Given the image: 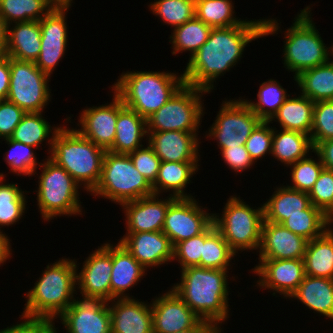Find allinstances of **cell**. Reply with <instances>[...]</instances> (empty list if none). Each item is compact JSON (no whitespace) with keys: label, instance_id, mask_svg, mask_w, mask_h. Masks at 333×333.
<instances>
[{"label":"cell","instance_id":"7bdbcfd3","mask_svg":"<svg viewBox=\"0 0 333 333\" xmlns=\"http://www.w3.org/2000/svg\"><path fill=\"white\" fill-rule=\"evenodd\" d=\"M153 15L172 28L183 25L195 17V0H154L149 5Z\"/></svg>","mask_w":333,"mask_h":333},{"label":"cell","instance_id":"91938a15","mask_svg":"<svg viewBox=\"0 0 333 333\" xmlns=\"http://www.w3.org/2000/svg\"><path fill=\"white\" fill-rule=\"evenodd\" d=\"M176 333H219L215 328H191Z\"/></svg>","mask_w":333,"mask_h":333},{"label":"cell","instance_id":"4fadbf2b","mask_svg":"<svg viewBox=\"0 0 333 333\" xmlns=\"http://www.w3.org/2000/svg\"><path fill=\"white\" fill-rule=\"evenodd\" d=\"M194 198H176L168 207L162 232L175 244L201 234L211 223L208 213Z\"/></svg>","mask_w":333,"mask_h":333},{"label":"cell","instance_id":"9a60e30c","mask_svg":"<svg viewBox=\"0 0 333 333\" xmlns=\"http://www.w3.org/2000/svg\"><path fill=\"white\" fill-rule=\"evenodd\" d=\"M152 300L153 333L214 328L209 322L199 318L172 289Z\"/></svg>","mask_w":333,"mask_h":333},{"label":"cell","instance_id":"94428289","mask_svg":"<svg viewBox=\"0 0 333 333\" xmlns=\"http://www.w3.org/2000/svg\"><path fill=\"white\" fill-rule=\"evenodd\" d=\"M54 2L56 5H66V6H71L73 0H51Z\"/></svg>","mask_w":333,"mask_h":333},{"label":"cell","instance_id":"cb8c5ba5","mask_svg":"<svg viewBox=\"0 0 333 333\" xmlns=\"http://www.w3.org/2000/svg\"><path fill=\"white\" fill-rule=\"evenodd\" d=\"M109 304L111 333H153L151 302H139L132 296L114 298Z\"/></svg>","mask_w":333,"mask_h":333},{"label":"cell","instance_id":"74e56055","mask_svg":"<svg viewBox=\"0 0 333 333\" xmlns=\"http://www.w3.org/2000/svg\"><path fill=\"white\" fill-rule=\"evenodd\" d=\"M55 6L51 0H0V15L7 25L40 21Z\"/></svg>","mask_w":333,"mask_h":333},{"label":"cell","instance_id":"db71d44e","mask_svg":"<svg viewBox=\"0 0 333 333\" xmlns=\"http://www.w3.org/2000/svg\"><path fill=\"white\" fill-rule=\"evenodd\" d=\"M222 159L229 169L234 170L236 173L250 169V166H254V161L250 157V154L245 148V145L237 146L234 148H222L220 149Z\"/></svg>","mask_w":333,"mask_h":333},{"label":"cell","instance_id":"484cf974","mask_svg":"<svg viewBox=\"0 0 333 333\" xmlns=\"http://www.w3.org/2000/svg\"><path fill=\"white\" fill-rule=\"evenodd\" d=\"M11 25L13 27H11ZM41 51L39 21H25L8 25L5 55L21 61L35 62Z\"/></svg>","mask_w":333,"mask_h":333},{"label":"cell","instance_id":"3957f363","mask_svg":"<svg viewBox=\"0 0 333 333\" xmlns=\"http://www.w3.org/2000/svg\"><path fill=\"white\" fill-rule=\"evenodd\" d=\"M42 273L34 287L25 294L26 303L22 315L54 321L75 299V260L61 258L52 265L48 264Z\"/></svg>","mask_w":333,"mask_h":333},{"label":"cell","instance_id":"ab89813d","mask_svg":"<svg viewBox=\"0 0 333 333\" xmlns=\"http://www.w3.org/2000/svg\"><path fill=\"white\" fill-rule=\"evenodd\" d=\"M233 10L232 0H195V16L211 28L242 24L245 20L236 18Z\"/></svg>","mask_w":333,"mask_h":333},{"label":"cell","instance_id":"f5cc1de1","mask_svg":"<svg viewBox=\"0 0 333 333\" xmlns=\"http://www.w3.org/2000/svg\"><path fill=\"white\" fill-rule=\"evenodd\" d=\"M22 322L0 330V333H57L51 320L21 315Z\"/></svg>","mask_w":333,"mask_h":333},{"label":"cell","instance_id":"7a4b0ae2","mask_svg":"<svg viewBox=\"0 0 333 333\" xmlns=\"http://www.w3.org/2000/svg\"><path fill=\"white\" fill-rule=\"evenodd\" d=\"M227 273V270L190 266L181 270L180 282L171 288L199 318L218 332L229 317Z\"/></svg>","mask_w":333,"mask_h":333},{"label":"cell","instance_id":"52a82bcc","mask_svg":"<svg viewBox=\"0 0 333 333\" xmlns=\"http://www.w3.org/2000/svg\"><path fill=\"white\" fill-rule=\"evenodd\" d=\"M39 168L42 170L35 192L43 220L48 222L57 216L82 215L78 192L80 185L49 157Z\"/></svg>","mask_w":333,"mask_h":333},{"label":"cell","instance_id":"bcb514c9","mask_svg":"<svg viewBox=\"0 0 333 333\" xmlns=\"http://www.w3.org/2000/svg\"><path fill=\"white\" fill-rule=\"evenodd\" d=\"M310 139L313 148L320 142L333 139V100L315 102Z\"/></svg>","mask_w":333,"mask_h":333},{"label":"cell","instance_id":"d6a6232c","mask_svg":"<svg viewBox=\"0 0 333 333\" xmlns=\"http://www.w3.org/2000/svg\"><path fill=\"white\" fill-rule=\"evenodd\" d=\"M278 131L273 128L271 150V156H274L277 161L288 167L298 160L306 158L309 151L313 152L310 135L285 129H281L279 133Z\"/></svg>","mask_w":333,"mask_h":333},{"label":"cell","instance_id":"603a6c76","mask_svg":"<svg viewBox=\"0 0 333 333\" xmlns=\"http://www.w3.org/2000/svg\"><path fill=\"white\" fill-rule=\"evenodd\" d=\"M307 243L282 224L264 221L258 259H304Z\"/></svg>","mask_w":333,"mask_h":333},{"label":"cell","instance_id":"1f68e13d","mask_svg":"<svg viewBox=\"0 0 333 333\" xmlns=\"http://www.w3.org/2000/svg\"><path fill=\"white\" fill-rule=\"evenodd\" d=\"M308 241L304 255L306 276L333 279V228Z\"/></svg>","mask_w":333,"mask_h":333},{"label":"cell","instance_id":"5bb4252c","mask_svg":"<svg viewBox=\"0 0 333 333\" xmlns=\"http://www.w3.org/2000/svg\"><path fill=\"white\" fill-rule=\"evenodd\" d=\"M75 264L76 290L81 291L83 299L111 301L112 244L103 243L98 246L83 262L80 272L76 259Z\"/></svg>","mask_w":333,"mask_h":333},{"label":"cell","instance_id":"836d02e7","mask_svg":"<svg viewBox=\"0 0 333 333\" xmlns=\"http://www.w3.org/2000/svg\"><path fill=\"white\" fill-rule=\"evenodd\" d=\"M295 82L300 94L313 102L333 100V61L301 72Z\"/></svg>","mask_w":333,"mask_h":333},{"label":"cell","instance_id":"c3c4849f","mask_svg":"<svg viewBox=\"0 0 333 333\" xmlns=\"http://www.w3.org/2000/svg\"><path fill=\"white\" fill-rule=\"evenodd\" d=\"M269 124V121H261L245 142V148L254 162L267 153L271 155L273 127Z\"/></svg>","mask_w":333,"mask_h":333},{"label":"cell","instance_id":"44dd1931","mask_svg":"<svg viewBox=\"0 0 333 333\" xmlns=\"http://www.w3.org/2000/svg\"><path fill=\"white\" fill-rule=\"evenodd\" d=\"M166 198L162 200L154 194L121 204L126 216V233L162 231L167 209L176 199L170 195Z\"/></svg>","mask_w":333,"mask_h":333},{"label":"cell","instance_id":"277c9868","mask_svg":"<svg viewBox=\"0 0 333 333\" xmlns=\"http://www.w3.org/2000/svg\"><path fill=\"white\" fill-rule=\"evenodd\" d=\"M112 91L124 106L147 119L162 107L184 84L183 75L172 72L127 71L119 75Z\"/></svg>","mask_w":333,"mask_h":333},{"label":"cell","instance_id":"f1b7e54d","mask_svg":"<svg viewBox=\"0 0 333 333\" xmlns=\"http://www.w3.org/2000/svg\"><path fill=\"white\" fill-rule=\"evenodd\" d=\"M290 298L333 320V279L305 276Z\"/></svg>","mask_w":333,"mask_h":333},{"label":"cell","instance_id":"6da1fadb","mask_svg":"<svg viewBox=\"0 0 333 333\" xmlns=\"http://www.w3.org/2000/svg\"><path fill=\"white\" fill-rule=\"evenodd\" d=\"M278 20H246L227 28H212L207 41L189 57L182 74L188 86L210 93L214 82L239 63L245 47L261 37L278 34Z\"/></svg>","mask_w":333,"mask_h":333},{"label":"cell","instance_id":"7c38bea8","mask_svg":"<svg viewBox=\"0 0 333 333\" xmlns=\"http://www.w3.org/2000/svg\"><path fill=\"white\" fill-rule=\"evenodd\" d=\"M221 105L216 120L208 130L207 138L214 137L220 149L245 145L262 120L243 98L226 100Z\"/></svg>","mask_w":333,"mask_h":333},{"label":"cell","instance_id":"83f0119b","mask_svg":"<svg viewBox=\"0 0 333 333\" xmlns=\"http://www.w3.org/2000/svg\"><path fill=\"white\" fill-rule=\"evenodd\" d=\"M311 205L308 193L287 185L276 187L272 196L263 204L264 221L282 224L291 215L304 214V210Z\"/></svg>","mask_w":333,"mask_h":333},{"label":"cell","instance_id":"6125c7cd","mask_svg":"<svg viewBox=\"0 0 333 333\" xmlns=\"http://www.w3.org/2000/svg\"><path fill=\"white\" fill-rule=\"evenodd\" d=\"M331 56H333V45L331 46Z\"/></svg>","mask_w":333,"mask_h":333},{"label":"cell","instance_id":"b9f144b4","mask_svg":"<svg viewBox=\"0 0 333 333\" xmlns=\"http://www.w3.org/2000/svg\"><path fill=\"white\" fill-rule=\"evenodd\" d=\"M286 92L279 81L270 79L259 86L258 102H251L247 99L245 102L262 121H269L289 96Z\"/></svg>","mask_w":333,"mask_h":333},{"label":"cell","instance_id":"8d00e7d4","mask_svg":"<svg viewBox=\"0 0 333 333\" xmlns=\"http://www.w3.org/2000/svg\"><path fill=\"white\" fill-rule=\"evenodd\" d=\"M211 27L198 19L196 16L183 25L177 26L173 29L171 40L173 52L175 55L179 52L190 51V57L193 56L199 48L207 41L211 31Z\"/></svg>","mask_w":333,"mask_h":333},{"label":"cell","instance_id":"60d3db41","mask_svg":"<svg viewBox=\"0 0 333 333\" xmlns=\"http://www.w3.org/2000/svg\"><path fill=\"white\" fill-rule=\"evenodd\" d=\"M3 173H0V231L2 227L11 226L19 222L26 209L27 191H22L17 183L9 184L4 182Z\"/></svg>","mask_w":333,"mask_h":333},{"label":"cell","instance_id":"9f6ffc18","mask_svg":"<svg viewBox=\"0 0 333 333\" xmlns=\"http://www.w3.org/2000/svg\"><path fill=\"white\" fill-rule=\"evenodd\" d=\"M10 87V57H0V100H6Z\"/></svg>","mask_w":333,"mask_h":333},{"label":"cell","instance_id":"f35d334b","mask_svg":"<svg viewBox=\"0 0 333 333\" xmlns=\"http://www.w3.org/2000/svg\"><path fill=\"white\" fill-rule=\"evenodd\" d=\"M282 225L310 241L322 236L331 227L332 219L321 209L311 205L304 210V214L291 215Z\"/></svg>","mask_w":333,"mask_h":333},{"label":"cell","instance_id":"30bf717a","mask_svg":"<svg viewBox=\"0 0 333 333\" xmlns=\"http://www.w3.org/2000/svg\"><path fill=\"white\" fill-rule=\"evenodd\" d=\"M208 92L184 84L147 120V132H199L204 115L202 96ZM198 130V131H197Z\"/></svg>","mask_w":333,"mask_h":333},{"label":"cell","instance_id":"681fc988","mask_svg":"<svg viewBox=\"0 0 333 333\" xmlns=\"http://www.w3.org/2000/svg\"><path fill=\"white\" fill-rule=\"evenodd\" d=\"M204 231L192 238L174 245L173 261L177 260L181 270L190 266H198L203 255ZM178 258V259H177Z\"/></svg>","mask_w":333,"mask_h":333},{"label":"cell","instance_id":"e0dca14e","mask_svg":"<svg viewBox=\"0 0 333 333\" xmlns=\"http://www.w3.org/2000/svg\"><path fill=\"white\" fill-rule=\"evenodd\" d=\"M252 269L259 276L257 286L273 290L272 295L279 293L286 299H290L306 276L304 259H259Z\"/></svg>","mask_w":333,"mask_h":333},{"label":"cell","instance_id":"11a10c76","mask_svg":"<svg viewBox=\"0 0 333 333\" xmlns=\"http://www.w3.org/2000/svg\"><path fill=\"white\" fill-rule=\"evenodd\" d=\"M313 152L319 156L324 169L333 171V139L318 143Z\"/></svg>","mask_w":333,"mask_h":333},{"label":"cell","instance_id":"5b68a950","mask_svg":"<svg viewBox=\"0 0 333 333\" xmlns=\"http://www.w3.org/2000/svg\"><path fill=\"white\" fill-rule=\"evenodd\" d=\"M105 152L76 129L62 126L53 136L48 157L92 193L101 179Z\"/></svg>","mask_w":333,"mask_h":333},{"label":"cell","instance_id":"6f0895ef","mask_svg":"<svg viewBox=\"0 0 333 333\" xmlns=\"http://www.w3.org/2000/svg\"><path fill=\"white\" fill-rule=\"evenodd\" d=\"M10 239L5 232L3 233V230L0 231V266L1 264H4L12 255V249Z\"/></svg>","mask_w":333,"mask_h":333},{"label":"cell","instance_id":"d6986e66","mask_svg":"<svg viewBox=\"0 0 333 333\" xmlns=\"http://www.w3.org/2000/svg\"><path fill=\"white\" fill-rule=\"evenodd\" d=\"M67 333H111L109 303L99 299H74L59 317Z\"/></svg>","mask_w":333,"mask_h":333},{"label":"cell","instance_id":"ac0fdd59","mask_svg":"<svg viewBox=\"0 0 333 333\" xmlns=\"http://www.w3.org/2000/svg\"><path fill=\"white\" fill-rule=\"evenodd\" d=\"M112 99L110 104L83 109L77 124L81 128H75L83 137L106 151L113 145L117 116L125 107L115 93Z\"/></svg>","mask_w":333,"mask_h":333},{"label":"cell","instance_id":"4dcf8cb0","mask_svg":"<svg viewBox=\"0 0 333 333\" xmlns=\"http://www.w3.org/2000/svg\"><path fill=\"white\" fill-rule=\"evenodd\" d=\"M290 95L279 107L277 112L269 120V123L276 121L281 129L298 131L310 135L313 124V109L315 102L308 97ZM276 119V120H275Z\"/></svg>","mask_w":333,"mask_h":333},{"label":"cell","instance_id":"2e32d148","mask_svg":"<svg viewBox=\"0 0 333 333\" xmlns=\"http://www.w3.org/2000/svg\"><path fill=\"white\" fill-rule=\"evenodd\" d=\"M70 6L56 5L40 22L41 51L36 66L46 74H53L66 52L68 28L66 12Z\"/></svg>","mask_w":333,"mask_h":333},{"label":"cell","instance_id":"7dc6e473","mask_svg":"<svg viewBox=\"0 0 333 333\" xmlns=\"http://www.w3.org/2000/svg\"><path fill=\"white\" fill-rule=\"evenodd\" d=\"M308 195L311 204L321 209L333 223V171L323 169Z\"/></svg>","mask_w":333,"mask_h":333},{"label":"cell","instance_id":"ee69618b","mask_svg":"<svg viewBox=\"0 0 333 333\" xmlns=\"http://www.w3.org/2000/svg\"><path fill=\"white\" fill-rule=\"evenodd\" d=\"M6 143L10 146V150L5 153L4 160L10 167V171L18 176L28 175L33 176L37 174L36 169L41 162L37 165V157L32 149L35 147L20 143L10 138L4 139Z\"/></svg>","mask_w":333,"mask_h":333},{"label":"cell","instance_id":"ba28073f","mask_svg":"<svg viewBox=\"0 0 333 333\" xmlns=\"http://www.w3.org/2000/svg\"><path fill=\"white\" fill-rule=\"evenodd\" d=\"M119 205L154 195L152 185L135 168L129 154L105 152L101 179L91 193Z\"/></svg>","mask_w":333,"mask_h":333},{"label":"cell","instance_id":"816d5d0a","mask_svg":"<svg viewBox=\"0 0 333 333\" xmlns=\"http://www.w3.org/2000/svg\"><path fill=\"white\" fill-rule=\"evenodd\" d=\"M25 113L14 103L0 100V139L10 138Z\"/></svg>","mask_w":333,"mask_h":333},{"label":"cell","instance_id":"d590c367","mask_svg":"<svg viewBox=\"0 0 333 333\" xmlns=\"http://www.w3.org/2000/svg\"><path fill=\"white\" fill-rule=\"evenodd\" d=\"M236 253L215 228L213 222L204 230L203 255L199 267L228 270Z\"/></svg>","mask_w":333,"mask_h":333},{"label":"cell","instance_id":"680465c9","mask_svg":"<svg viewBox=\"0 0 333 333\" xmlns=\"http://www.w3.org/2000/svg\"><path fill=\"white\" fill-rule=\"evenodd\" d=\"M8 25L0 15V57L5 55L7 47Z\"/></svg>","mask_w":333,"mask_h":333},{"label":"cell","instance_id":"8992f818","mask_svg":"<svg viewBox=\"0 0 333 333\" xmlns=\"http://www.w3.org/2000/svg\"><path fill=\"white\" fill-rule=\"evenodd\" d=\"M310 6L305 7L295 16V22L286 29L284 38V67L295 72V77L301 72L329 62L331 47L325 46L322 37L311 17Z\"/></svg>","mask_w":333,"mask_h":333},{"label":"cell","instance_id":"4316f807","mask_svg":"<svg viewBox=\"0 0 333 333\" xmlns=\"http://www.w3.org/2000/svg\"><path fill=\"white\" fill-rule=\"evenodd\" d=\"M116 134L113 145L107 150L115 154H129L142 145L143 138L148 137L147 120L136 111L124 107L117 116Z\"/></svg>","mask_w":333,"mask_h":333},{"label":"cell","instance_id":"9c48e42d","mask_svg":"<svg viewBox=\"0 0 333 333\" xmlns=\"http://www.w3.org/2000/svg\"><path fill=\"white\" fill-rule=\"evenodd\" d=\"M242 200L236 195L229 197L222 215L214 213L212 217L215 228L235 253L259 250L264 222L263 204L253 209Z\"/></svg>","mask_w":333,"mask_h":333},{"label":"cell","instance_id":"ffe728a7","mask_svg":"<svg viewBox=\"0 0 333 333\" xmlns=\"http://www.w3.org/2000/svg\"><path fill=\"white\" fill-rule=\"evenodd\" d=\"M145 268L173 261V245L162 231L126 233L118 241Z\"/></svg>","mask_w":333,"mask_h":333},{"label":"cell","instance_id":"d4e9b609","mask_svg":"<svg viewBox=\"0 0 333 333\" xmlns=\"http://www.w3.org/2000/svg\"><path fill=\"white\" fill-rule=\"evenodd\" d=\"M145 269L119 242L112 244L111 300L130 298L125 293L145 276Z\"/></svg>","mask_w":333,"mask_h":333},{"label":"cell","instance_id":"7402d4cb","mask_svg":"<svg viewBox=\"0 0 333 333\" xmlns=\"http://www.w3.org/2000/svg\"><path fill=\"white\" fill-rule=\"evenodd\" d=\"M198 132H148L147 141L161 162H199Z\"/></svg>","mask_w":333,"mask_h":333},{"label":"cell","instance_id":"f6af8a7d","mask_svg":"<svg viewBox=\"0 0 333 333\" xmlns=\"http://www.w3.org/2000/svg\"><path fill=\"white\" fill-rule=\"evenodd\" d=\"M318 162L316 159L304 158L298 160L297 162L289 165L291 170V181L292 185H287L290 188L296 189L297 191H302L309 193L316 183L320 173L324 169L322 161L317 155Z\"/></svg>","mask_w":333,"mask_h":333},{"label":"cell","instance_id":"e575fe53","mask_svg":"<svg viewBox=\"0 0 333 333\" xmlns=\"http://www.w3.org/2000/svg\"><path fill=\"white\" fill-rule=\"evenodd\" d=\"M42 114V112L25 113L21 122L17 125L13 134L10 136V139L37 149H39V145L42 144L43 141L47 140L46 142L49 144L48 147H50L48 148V153H51L53 136H55L61 126L52 127L50 123L44 119Z\"/></svg>","mask_w":333,"mask_h":333},{"label":"cell","instance_id":"f546056e","mask_svg":"<svg viewBox=\"0 0 333 333\" xmlns=\"http://www.w3.org/2000/svg\"><path fill=\"white\" fill-rule=\"evenodd\" d=\"M198 162H161L157 178L152 184L153 192L159 195L172 192L175 198H193L184 188L191 183V177L198 171Z\"/></svg>","mask_w":333,"mask_h":333},{"label":"cell","instance_id":"8fae6325","mask_svg":"<svg viewBox=\"0 0 333 333\" xmlns=\"http://www.w3.org/2000/svg\"><path fill=\"white\" fill-rule=\"evenodd\" d=\"M50 75L35 62L10 58V87L7 99L26 113L43 112L51 101Z\"/></svg>","mask_w":333,"mask_h":333},{"label":"cell","instance_id":"f907efd6","mask_svg":"<svg viewBox=\"0 0 333 333\" xmlns=\"http://www.w3.org/2000/svg\"><path fill=\"white\" fill-rule=\"evenodd\" d=\"M135 168L140 172L141 175L152 185L158 175L161 160L156 156L153 148L147 144L129 153Z\"/></svg>","mask_w":333,"mask_h":333}]
</instances>
